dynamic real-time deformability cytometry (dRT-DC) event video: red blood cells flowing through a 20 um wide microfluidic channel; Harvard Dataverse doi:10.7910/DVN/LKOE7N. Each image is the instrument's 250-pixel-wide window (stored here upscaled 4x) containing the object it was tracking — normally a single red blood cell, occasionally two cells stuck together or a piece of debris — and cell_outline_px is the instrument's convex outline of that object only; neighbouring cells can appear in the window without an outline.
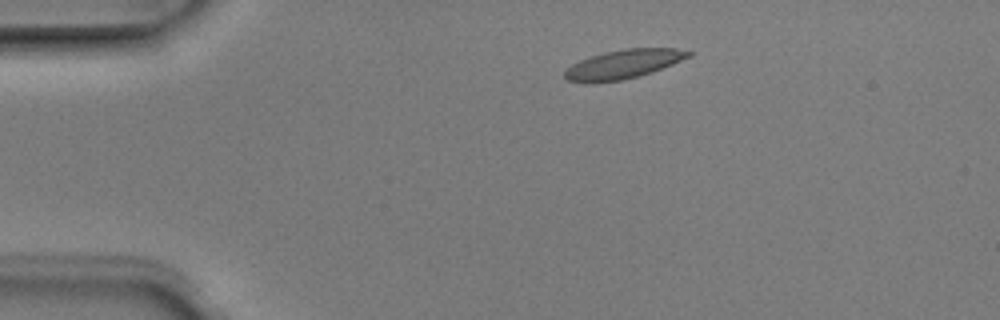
{"species": "Egyptian fruit bat (a non-hibernating species)", "species_latin": "Rousettus aegyptiacus", "temperature_condition": "room temperature", "stored_images_in_passage": 3, "camera_frame_rate_fps": 3000, "um_per_image_px": 0.085, "animal": {"sex": "male"}, "frame": {"image": 1, "passage_image": 2, "time_ms": 0.333, "image_size_px": [1000, 320], "cell_outline_px": [[692, 56], [652, 72], [640, 76], [620, 80], [588, 84], [568, 80], [564, 76], [564, 72], [572, 64], [580, 60], [604, 52], [628, 48], [676, 48], [692, 52]], "centroid_in_image_um": [52.99, 5.46], "position_along_channel_um": 32.0, "area_um2": 20.92}}